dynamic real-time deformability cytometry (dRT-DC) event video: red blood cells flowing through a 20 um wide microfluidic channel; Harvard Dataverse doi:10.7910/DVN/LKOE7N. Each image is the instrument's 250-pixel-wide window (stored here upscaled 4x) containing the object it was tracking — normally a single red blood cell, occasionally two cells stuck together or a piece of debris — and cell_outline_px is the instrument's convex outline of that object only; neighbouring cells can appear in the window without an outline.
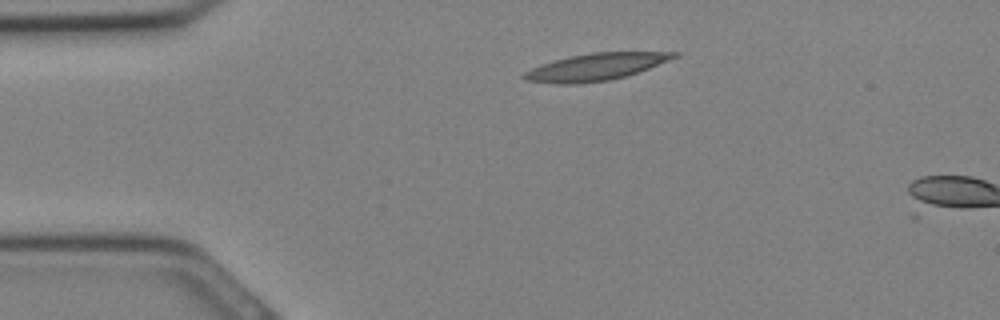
{"species": "Egyptian fruit bat (a non-hibernating species)", "species_latin": "Rousettus aegyptiacus", "temperature_condition": "cold", "stored_images_in_passage": 3, "camera_frame_rate_fps": 3000, "um_per_image_px": 0.085, "animal": {"sex": "female"}, "frame": {"image": 1, "passage_image": 1, "time_ms": 0.0, "image_size_px": [1000, 320], "cell_outline_px": [[680, 56], [648, 68], [624, 76], [608, 80], [576, 84], [556, 84], [528, 80], [520, 76], [524, 72], [532, 68], [568, 56], [592, 52], [680, 52]], "centroid_in_image_um": [50.65, 5.68], "position_along_channel_um": 34.4, "area_um2": 23.29}}